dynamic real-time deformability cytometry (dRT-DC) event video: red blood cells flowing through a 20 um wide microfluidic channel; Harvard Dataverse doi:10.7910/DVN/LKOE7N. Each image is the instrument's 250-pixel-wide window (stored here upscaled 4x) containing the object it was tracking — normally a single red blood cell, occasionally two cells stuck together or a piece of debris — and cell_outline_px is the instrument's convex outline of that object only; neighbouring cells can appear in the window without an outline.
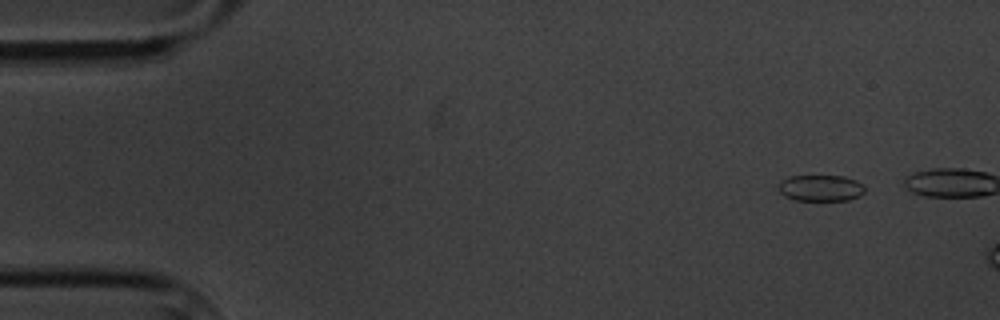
{"species": "common noctule bat (a hibernating species)", "species_latin": "Nyctalus noctula", "temperature_condition": "cold", "stored_images_in_passage": 4, "camera_frame_rate_fps": 3000, "um_per_image_px": 0.085, "animal": {"sex": "male", "body_mass_g": 20.1, "forearm_length_mm": 53.5}, "frame": {"image": 1, "passage_image": 2, "time_ms": 1.0, "image_size_px": [1000, 320], "cell_outline_px": [[864, 192], [860, 196], [848, 200], [792, 200], [784, 196], [780, 192], [780, 180], [792, 176], [844, 176], [856, 180], [864, 188]], "centroid_in_image_um": [69.75, 15.99], "position_along_channel_um": 15.2, "area_um2": 13.12}}